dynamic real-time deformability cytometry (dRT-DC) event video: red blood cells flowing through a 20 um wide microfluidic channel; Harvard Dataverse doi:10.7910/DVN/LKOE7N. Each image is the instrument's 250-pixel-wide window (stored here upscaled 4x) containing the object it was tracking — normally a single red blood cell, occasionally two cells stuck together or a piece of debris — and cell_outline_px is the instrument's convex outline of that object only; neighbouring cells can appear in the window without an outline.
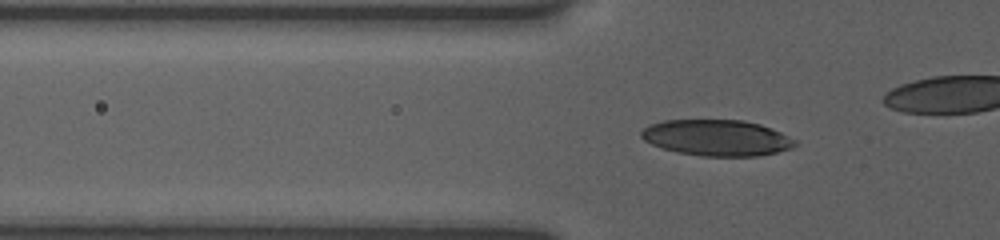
{"species": "human", "species_latin": "Homo sapiens", "temperature_condition": "room temperature", "stored_images_in_passage": 34, "camera_frame_rate_fps": 3000, "um_per_image_px": 0.085, "donor": {"sex": "female"}, "frame": {"image": 1, "passage_image": 8, "time_ms": 2.333, "image_size_px": [1000, 240], "cell_outline_px": [[796, 144], [792, 148], [760, 156], [700, 156], [676, 152], [652, 144], [644, 140], [640, 136], [640, 132], [644, 128], [652, 124], [664, 120], [744, 120], [760, 124], [780, 132], [796, 140]], "centroid_in_image_um": [60.93, 11.71], "position_along_channel_um": 64.9, "area_um2": 32.25}}
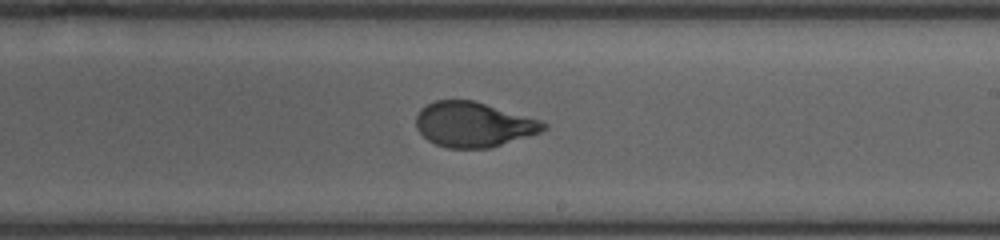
{"frame": {"image": 2, "passage_image": 23, "time_ms": 7.333, "image_size_px": [1000, 240], "cell_outline_px": [[548, 128], [540, 132], [492, 148], [448, 148], [436, 144], [428, 140], [416, 128], [416, 116], [420, 108], [436, 100], [472, 100], [540, 120], [548, 124]], "centroid_in_image_um": [40.24, 10.59], "position_along_channel_um": 248.8, "area_um2": 33.23}}
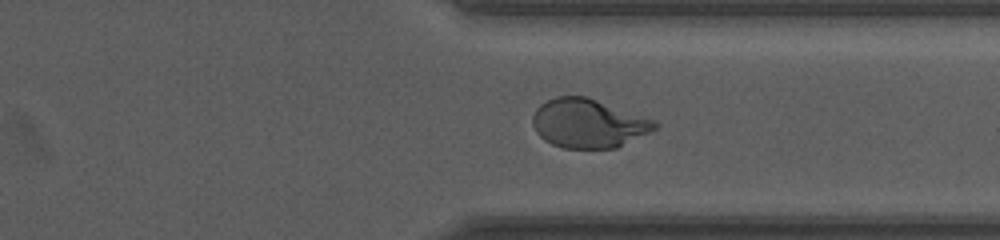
{"frame": {"image": 3, "passage_image": 32, "time_ms": 10.333, "image_size_px": [1000, 240], "cell_outline_px": [[660, 124], [656, 128], [616, 148], [564, 148], [552, 144], [544, 140], [536, 132], [532, 124], [532, 116], [536, 108], [540, 104], [556, 96], [588, 96], [656, 120]], "centroid_in_image_um": [49.99, 10.47], "position_along_channel_um": 361.4, "area_um2": 34.91}}